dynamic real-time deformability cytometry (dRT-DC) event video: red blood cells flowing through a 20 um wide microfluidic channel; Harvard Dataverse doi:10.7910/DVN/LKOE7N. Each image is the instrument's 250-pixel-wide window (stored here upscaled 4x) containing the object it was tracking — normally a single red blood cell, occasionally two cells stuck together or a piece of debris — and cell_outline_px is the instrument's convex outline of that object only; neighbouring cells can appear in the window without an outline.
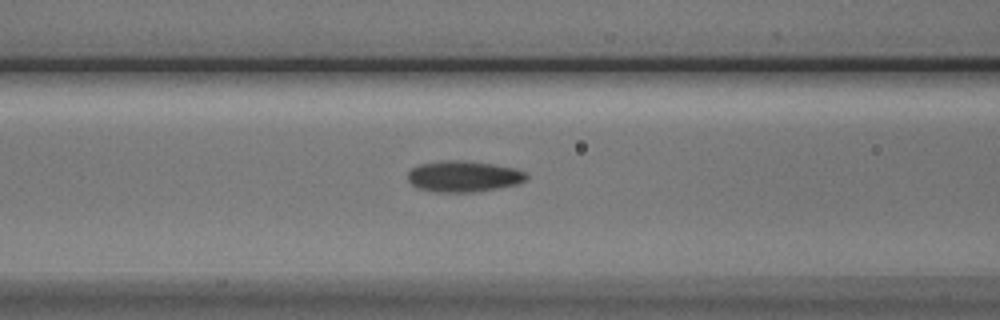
{"species": "Egyptian fruit bat (a non-hibernating species)", "species_latin": "Rousettus aegyptiacus", "temperature_condition": "cold", "stored_images_in_passage": 15, "camera_frame_rate_fps": 3000, "um_per_image_px": 0.085, "animal": {"sex": "male"}, "frame": {"image": 1, "passage_image": 13, "time_ms": 4.0, "image_size_px": [1000, 320], "cell_outline_px": [[528, 176], [524, 180], [516, 184], [496, 188], [472, 192], [436, 192], [416, 188], [408, 180], [408, 172], [412, 168], [420, 164], [440, 160], [464, 160], [492, 164], [516, 168], [524, 172]], "centroid_in_image_um": [39.36, 14.98], "position_along_channel_um": 127.2, "area_um2": 21.44}}